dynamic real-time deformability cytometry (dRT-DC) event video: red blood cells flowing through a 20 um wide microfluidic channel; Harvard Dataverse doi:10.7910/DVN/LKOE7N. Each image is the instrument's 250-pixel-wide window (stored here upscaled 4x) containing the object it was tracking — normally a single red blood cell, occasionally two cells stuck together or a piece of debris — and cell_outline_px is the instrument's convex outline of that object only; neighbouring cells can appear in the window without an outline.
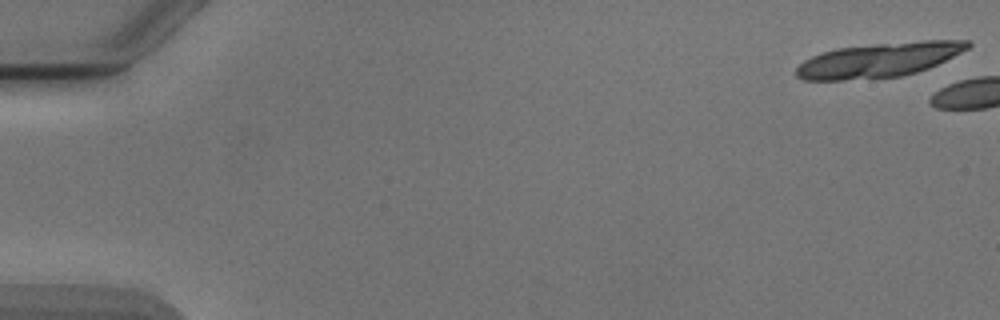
{"species": "Egyptian fruit bat (a non-hibernating species)", "species_latin": "Rousettus aegyptiacus", "temperature_condition": "cold", "stored_images_in_passage": 11, "camera_frame_rate_fps": 3000, "um_per_image_px": 0.085, "animal": {"sex": "male"}, "frame": {"image": 1, "passage_image": 1, "time_ms": 0.0, "image_size_px": [1000, 320], "cell_outline_px": [[972, 44], [968, 48], [928, 68], [916, 72], [900, 76], [844, 80], [804, 80], [796, 76], [796, 68], [804, 60], [820, 52], [836, 48], [876, 44], [924, 40], [968, 40]], "centroid_in_image_um": [74.67, 5.09], "position_along_channel_um": 10.3, "area_um2": 34.16}}